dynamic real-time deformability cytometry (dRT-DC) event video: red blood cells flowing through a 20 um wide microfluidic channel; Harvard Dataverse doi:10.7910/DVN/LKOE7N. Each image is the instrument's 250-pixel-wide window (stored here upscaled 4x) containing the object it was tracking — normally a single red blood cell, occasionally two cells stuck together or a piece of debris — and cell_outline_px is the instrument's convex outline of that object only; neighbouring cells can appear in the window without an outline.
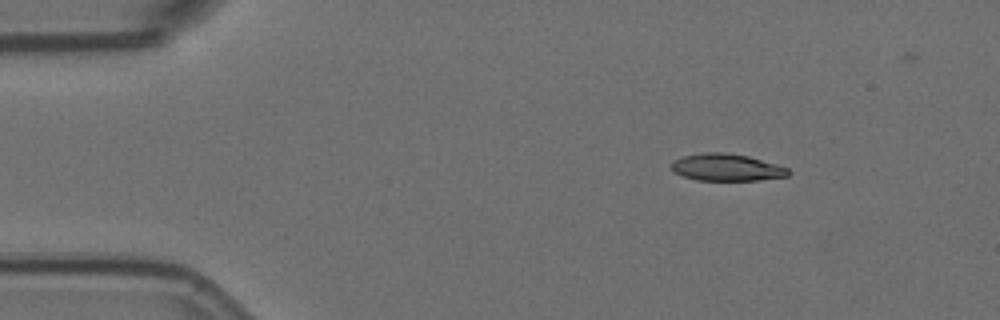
{"species": "Egyptian fruit bat (a non-hibernating species)", "species_latin": "Rousettus aegyptiacus", "temperature_condition": "room temperature", "stored_images_in_passage": 37, "camera_frame_rate_fps": 3000, "um_per_image_px": 0.085, "animal": {"sex": "female"}, "frame": {"image": 1, "passage_image": 1, "time_ms": 0.0, "image_size_px": [1000, 320], "cell_outline_px": [[792, 172], [788, 176], [756, 180], [696, 180], [684, 176], [676, 172], [672, 168], [672, 164], [676, 160], [684, 156], [704, 152], [724, 152], [748, 156], [776, 164], [788, 168]], "centroid_in_image_um": [61.81, 14.23], "position_along_channel_um": 23.2, "area_um2": 18.21}}
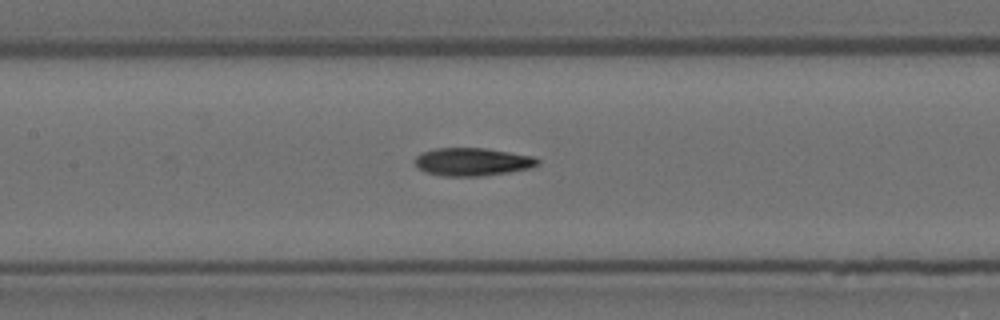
{"frame": {"image": 2, "passage_image": 19, "time_ms": 6.0, "image_size_px": [1000, 320], "cell_outline_px": [[540, 164], [532, 168], [508, 172], [480, 176], [444, 176], [424, 172], [416, 164], [416, 156], [424, 152], [436, 148], [484, 148], [536, 156], [540, 160]], "centroid_in_image_um": [40.22, 13.75], "position_along_channel_um": 167.2, "area_um2": 20.0}}
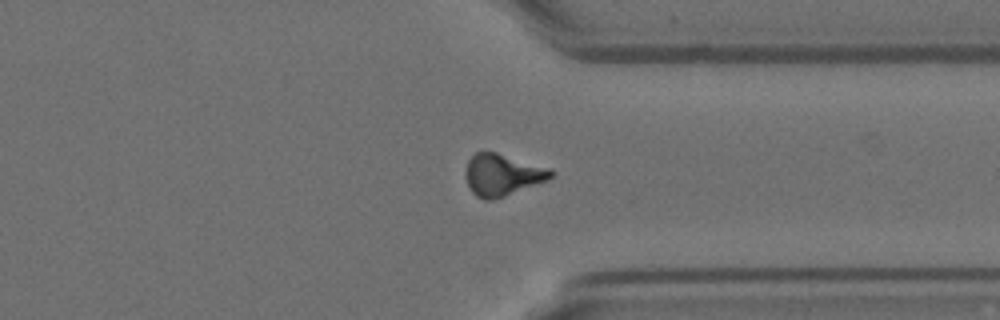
{"frame": {"image": 3, "passage_image": 36, "time_ms": 11.667, "image_size_px": [1000, 320], "cell_outline_px": [[556, 172], [548, 180], [504, 196], [492, 200], [484, 200], [476, 196], [472, 192], [464, 176], [464, 172], [468, 160], [476, 152], [496, 152], [548, 168]], "centroid_in_image_um": [42.67, 14.87], "position_along_channel_um": 368.7, "area_um2": 20.63}}